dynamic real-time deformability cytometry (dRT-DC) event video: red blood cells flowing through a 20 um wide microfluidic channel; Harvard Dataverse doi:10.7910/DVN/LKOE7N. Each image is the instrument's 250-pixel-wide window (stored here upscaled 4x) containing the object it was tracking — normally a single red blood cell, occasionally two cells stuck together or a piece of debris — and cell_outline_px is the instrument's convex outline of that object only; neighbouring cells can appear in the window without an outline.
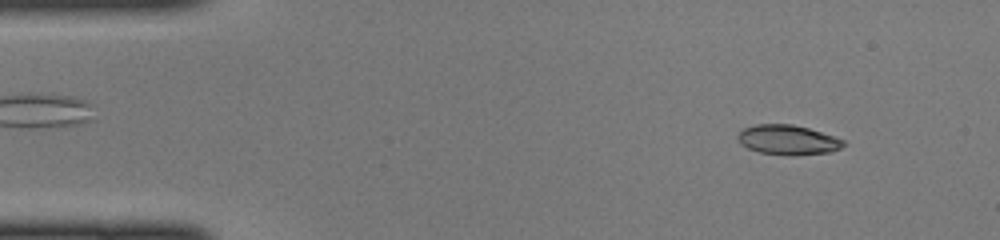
{"species": "common noctule bat (a hibernating species)", "species_latin": "Nyctalus noctula", "temperature_condition": "cold", "stored_images_in_passage": 46, "camera_frame_rate_fps": 3000, "um_per_image_px": 0.085, "animal": {"sex": "female", "body_mass_g": 22.0, "forearm_length_mm": 56.7}, "frame": {"image": 1, "passage_image": 4, "time_ms": 1.0, "image_size_px": [1000, 240], "cell_outline_px": [[844, 144], [840, 148], [832, 152], [792, 156], [788, 156], [760, 152], [748, 148], [740, 144], [736, 140], [736, 136], [744, 128], [756, 124], [792, 124], [808, 128], [844, 140]], "centroid_in_image_um": [66.93, 11.9], "position_along_channel_um": 18.1, "area_um2": 18.38}}
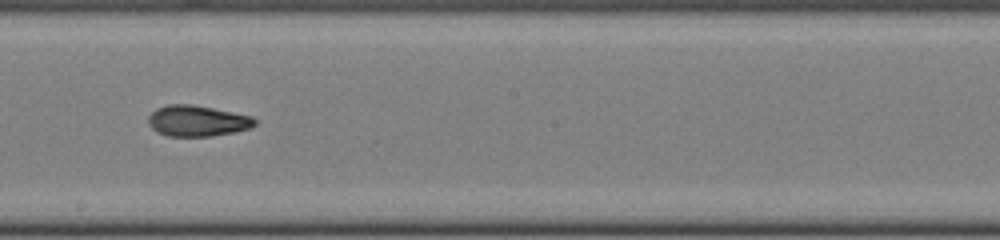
{"frame": {"image": 2, "passage_image": 25, "time_ms": 8.0, "image_size_px": [1000, 240], "cell_outline_px": [[260, 120], [252, 128], [236, 132], [212, 136], [168, 136], [156, 132], [148, 124], [148, 116], [156, 108], [168, 104], [192, 104], [252, 116]], "centroid_in_image_um": [16.8, 10.28], "position_along_channel_um": 231.4, "area_um2": 19.48}}
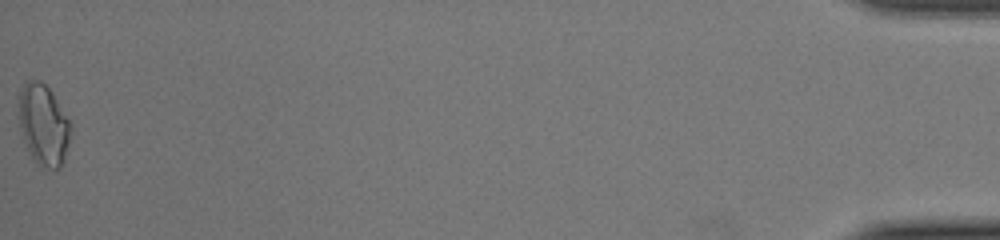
{"frame": {"image": 3, "passage_image": 46, "time_ms": 15.0, "image_size_px": [1000, 240], "cell_outline_px": [[72, 128], [64, 160], [60, 168], [40, 168], [36, 164], [28, 152], [24, 144], [20, 128], [16, 96], [20, 88], [28, 80], [40, 80], [48, 88], [72, 124]], "centroid_in_image_um": [3.65, 10.61], "position_along_channel_um": 431.5, "area_um2": 25.03}}